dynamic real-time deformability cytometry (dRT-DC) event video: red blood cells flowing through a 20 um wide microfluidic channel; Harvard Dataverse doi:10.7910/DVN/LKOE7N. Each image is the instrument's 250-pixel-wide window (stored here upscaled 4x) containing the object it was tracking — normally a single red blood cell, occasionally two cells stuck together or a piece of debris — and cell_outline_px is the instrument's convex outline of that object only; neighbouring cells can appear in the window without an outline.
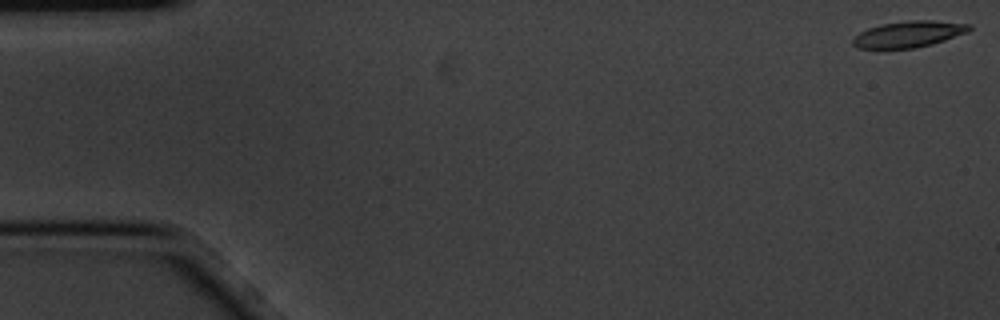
{"species": "common noctule bat (a hibernating species)", "species_latin": "Nyctalus noctula", "temperature_condition": "cold", "stored_images_in_passage": 5, "camera_frame_rate_fps": 3000, "um_per_image_px": 0.085, "animal": {"sex": "male", "body_mass_g": 20.1, "forearm_length_mm": 53.5}, "frame": {"image": 1, "passage_image": 1, "time_ms": 0.0, "image_size_px": [1000, 320], "cell_outline_px": [[972, 28], [968, 32], [932, 44], [916, 48], [860, 48], [852, 44], [852, 40], [860, 32], [868, 28], [880, 24], [912, 20], [932, 20], [972, 24]], "centroid_in_image_um": [77.27, 2.89], "position_along_channel_um": 7.7, "area_um2": 17.74}}
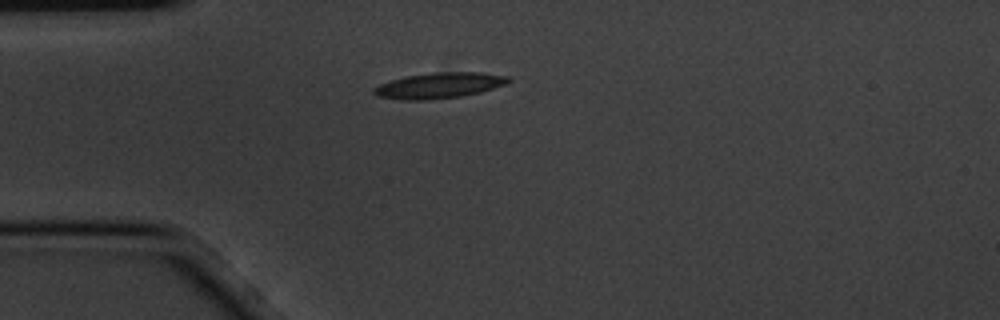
{"frame": {"image": 2, "passage_image": 5, "time_ms": 1.333, "image_size_px": [1000, 320], "cell_outline_px": [[512, 80], [504, 84], [480, 92], [460, 96], [428, 100], [404, 100], [380, 96], [372, 92], [372, 88], [380, 84], [392, 80], [408, 76], [432, 72], [480, 72], [508, 76]], "centroid_in_image_um": [37.33, 7.26], "position_along_channel_um": 47.7, "area_um2": 19.88}}